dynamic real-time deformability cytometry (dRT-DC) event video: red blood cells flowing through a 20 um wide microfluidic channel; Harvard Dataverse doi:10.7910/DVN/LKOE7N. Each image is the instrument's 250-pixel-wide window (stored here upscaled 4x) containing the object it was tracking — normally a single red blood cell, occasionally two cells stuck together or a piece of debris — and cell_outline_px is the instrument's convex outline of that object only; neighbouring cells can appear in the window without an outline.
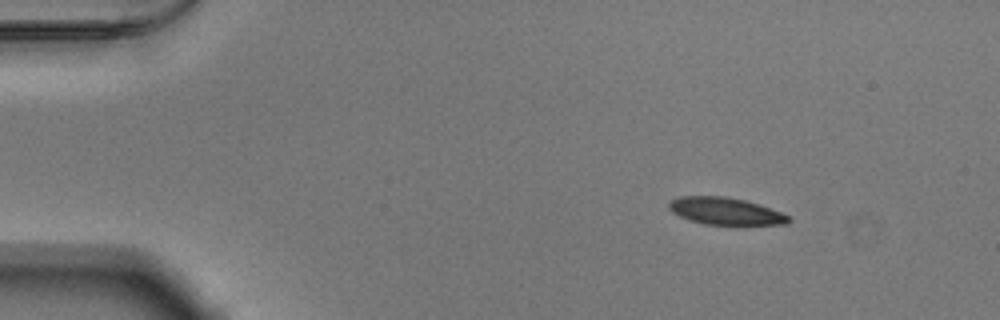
{"species": "Egyptian fruit bat (a non-hibernating species)", "species_latin": "Rousettus aegyptiacus", "temperature_condition": "warm", "stored_images_in_passage": 46, "camera_frame_rate_fps": 3000, "um_per_image_px": 0.085, "animal": {"sex": "male"}, "frame": {"image": 1, "passage_image": 1, "time_ms": 0.0, "image_size_px": [1000, 320], "cell_outline_px": [[792, 220], [788, 224], [736, 228], [704, 224], [688, 220], [672, 212], [668, 208], [668, 204], [672, 200], [680, 196], [728, 196], [760, 204], [780, 212], [788, 216]], "centroid_in_image_um": [61.73, 18.01], "position_along_channel_um": 23.3, "area_um2": 20.06}}
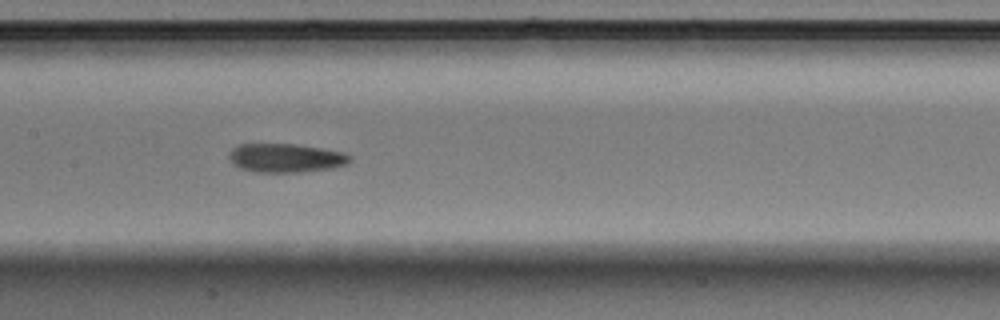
{"frame": {"image": 2, "passage_image": 20, "time_ms": 6.333, "image_size_px": [1000, 320], "cell_outline_px": [[352, 160], [348, 164], [332, 168], [304, 172], [252, 172], [240, 168], [232, 164], [228, 160], [228, 152], [232, 148], [240, 144], [296, 144], [344, 152], [352, 156]], "centroid_in_image_um": [24.27, 13.43], "position_along_channel_um": 183.1, "area_um2": 20.63}}
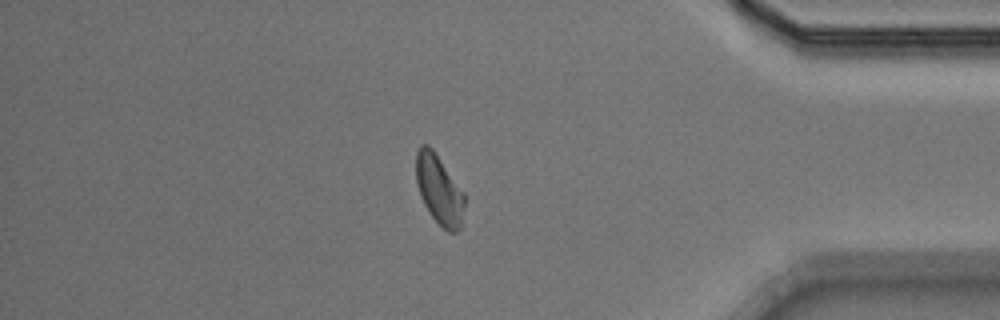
{"frame": {"image": 3, "passage_image": 39, "time_ms": 12.667, "image_size_px": [1000, 320], "cell_outline_px": [[464, 204], [460, 228], [456, 232], [448, 232], [428, 212], [420, 196], [416, 180], [416, 152], [420, 144], [428, 144], [432, 148], [464, 192]], "centroid_in_image_um": [37.31, 16.1], "position_along_channel_um": 397.9, "area_um2": 19.48}}